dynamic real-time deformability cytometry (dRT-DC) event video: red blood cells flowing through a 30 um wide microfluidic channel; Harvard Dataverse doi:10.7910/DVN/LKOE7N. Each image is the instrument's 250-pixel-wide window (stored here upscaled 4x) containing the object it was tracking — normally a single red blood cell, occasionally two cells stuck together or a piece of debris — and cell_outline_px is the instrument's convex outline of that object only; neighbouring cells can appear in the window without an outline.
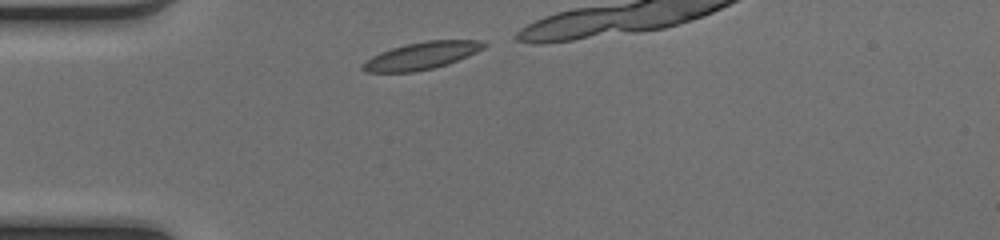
{"species": "common noctule bat (a hibernating species)", "species_latin": "Nyctalus noctula", "temperature_condition": "cold", "stored_images_in_passage": 9, "camera_frame_rate_fps": 3000, "um_per_image_px": 0.085, "animal": {"sex": "female", "body_mass_g": 17.0, "forearm_length_mm": 48.0}, "frame": {"image": 1, "passage_image": 1, "time_ms": 0.0, "image_size_px": [1000, 240], "cell_outline_px": [[488, 44], [484, 48], [468, 56], [448, 64], [432, 68], [412, 72], [364, 72], [360, 68], [360, 64], [364, 60], [380, 52], [392, 48], [408, 44], [428, 40], [480, 40]], "centroid_in_image_um": [35.8, 4.74], "position_along_channel_um": 49.2, "area_um2": 19.31}}
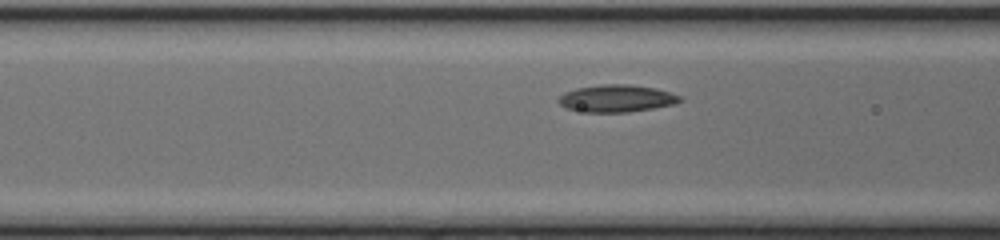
{"frame": {"image": 2, "passage_image": 7, "time_ms": 2.0, "image_size_px": [1000, 240], "cell_outline_px": [[684, 100], [676, 104], [628, 112], [584, 112], [564, 108], [556, 100], [564, 92], [576, 88], [600, 84], [628, 84], [656, 88], [680, 96]], "centroid_in_image_um": [52.38, 8.36], "position_along_channel_um": 114.2, "area_um2": 19.42}}